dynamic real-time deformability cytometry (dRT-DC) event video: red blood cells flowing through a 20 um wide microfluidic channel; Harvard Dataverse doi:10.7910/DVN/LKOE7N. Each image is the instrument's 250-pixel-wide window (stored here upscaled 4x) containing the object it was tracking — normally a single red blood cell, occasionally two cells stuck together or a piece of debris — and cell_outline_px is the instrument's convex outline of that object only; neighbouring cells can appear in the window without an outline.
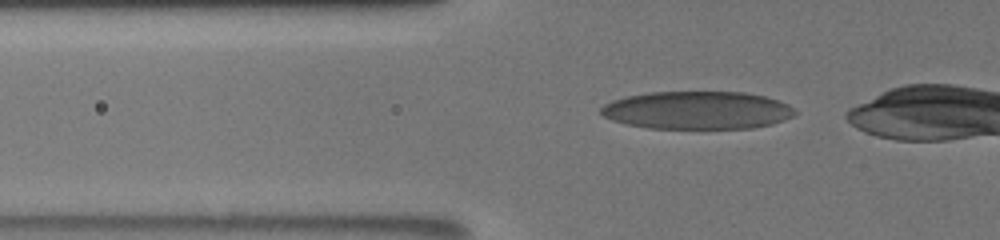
{"species": "human", "species_latin": "Homo sapiens", "temperature_condition": "room temperature", "stored_images_in_passage": 45, "camera_frame_rate_fps": 3000, "um_per_image_px": 0.085, "donor": {"sex": "male"}, "frame": {"image": 1, "passage_image": 15, "time_ms": 4.667, "image_size_px": [1000, 240], "cell_outline_px": [[796, 112], [792, 116], [784, 120], [772, 124], [752, 128], [648, 128], [628, 124], [612, 120], [604, 116], [600, 112], [600, 108], [604, 104], [612, 100], [628, 96], [648, 92], [744, 92], [764, 96], [788, 104]], "centroid_in_image_um": [59.25, 9.37], "position_along_channel_um": 66.5, "area_um2": 42.66}}
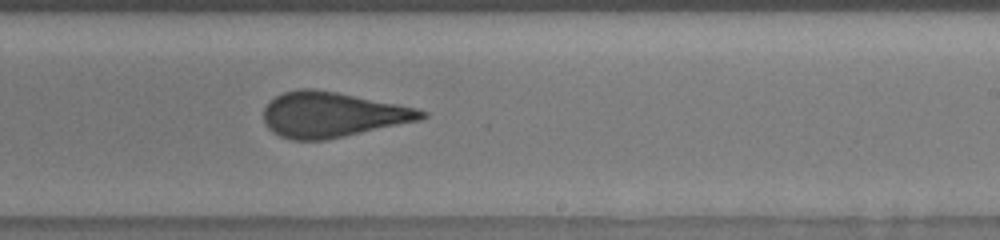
{"frame": {"image": 2, "passage_image": 31, "time_ms": 10.0, "image_size_px": [1000, 240], "cell_outline_px": [[428, 116], [420, 120], [344, 136], [324, 140], [292, 140], [280, 136], [272, 132], [268, 128], [264, 120], [264, 108], [276, 96], [284, 92], [300, 88], [316, 88], [416, 108], [428, 112]], "centroid_in_image_um": [28.22, 9.74], "position_along_channel_um": 260.8, "area_um2": 41.27}}
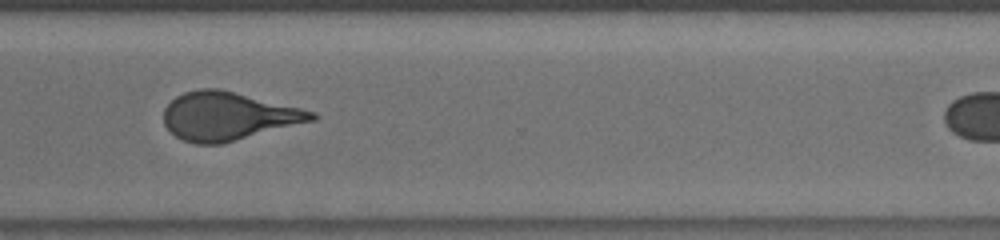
{"frame": {"image": 3, "passage_image": 38, "time_ms": 12.333, "image_size_px": [1000, 240], "cell_outline_px": [[320, 116], [316, 120], [220, 144], [196, 144], [184, 140], [176, 136], [164, 124], [164, 108], [176, 96], [184, 92], [200, 88], [216, 88], [300, 108], [316, 112]], "centroid_in_image_um": [19.39, 9.88], "position_along_channel_um": 351.2, "area_um2": 41.15}}